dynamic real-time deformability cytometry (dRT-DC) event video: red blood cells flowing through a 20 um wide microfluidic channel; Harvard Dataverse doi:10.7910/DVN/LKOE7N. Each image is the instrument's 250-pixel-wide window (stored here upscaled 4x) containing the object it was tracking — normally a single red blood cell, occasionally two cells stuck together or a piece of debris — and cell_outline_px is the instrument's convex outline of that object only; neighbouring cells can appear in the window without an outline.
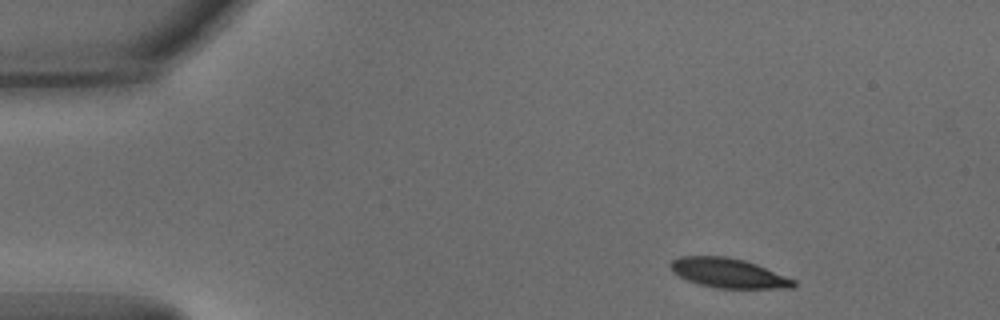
{"species": "common noctule bat (a hibernating species)", "species_latin": "Nyctalus noctula", "temperature_condition": "warm", "stored_images_in_passage": 42, "camera_frame_rate_fps": 3000, "um_per_image_px": 0.085, "animal": {"sex": "male", "body_mass_g": 15.6}, "frame": {"image": 1, "passage_image": 1, "time_ms": 0.0, "image_size_px": [1000, 320], "cell_outline_px": [[796, 284], [792, 288], [716, 288], [700, 284], [688, 280], [672, 272], [668, 264], [672, 260], [680, 256], [728, 256], [744, 260], [756, 264], [796, 280]], "centroid_in_image_um": [61.9, 23.2], "position_along_channel_um": 23.1, "area_um2": 21.15}}
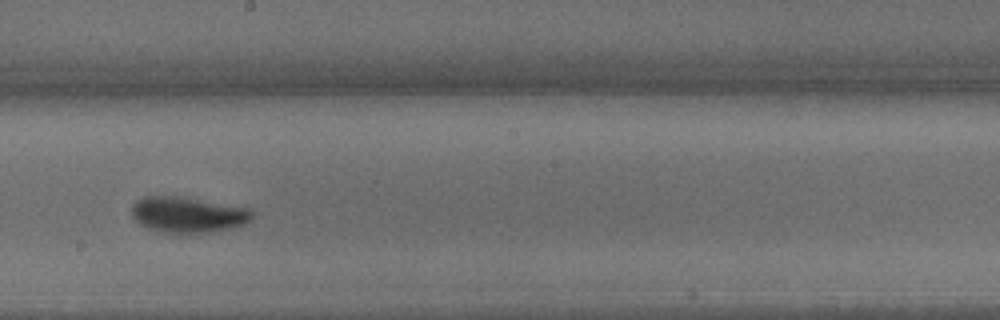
{"frame": {"image": 2, "passage_image": 24, "time_ms": 7.667, "image_size_px": [1000, 320], "cell_outline_px": [[252, 220], [244, 224], [212, 232], [168, 232], [148, 228], [140, 224], [132, 216], [132, 204], [136, 200], [144, 196], [176, 196], [252, 208]], "centroid_in_image_um": [15.97, 18.23], "position_along_channel_um": 232.2, "area_um2": 24.8}}
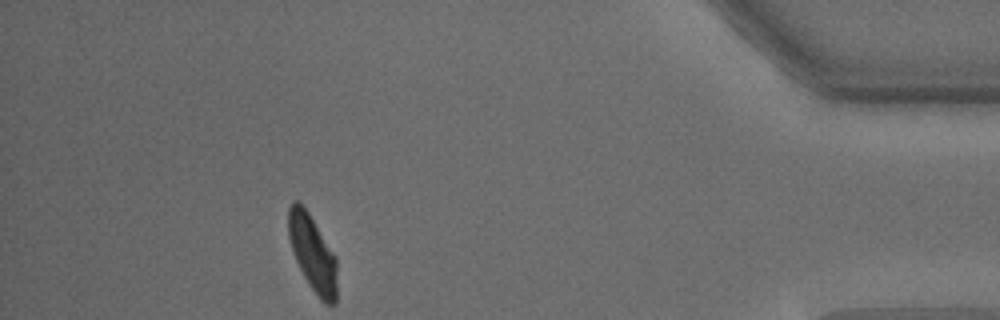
{"frame": {"image": 3, "passage_image": 42, "time_ms": 13.667, "image_size_px": [1000, 320], "cell_outline_px": [[336, 304], [324, 304], [320, 300], [304, 276], [292, 252], [288, 236], [288, 208], [292, 200], [296, 200], [308, 212], [336, 256]], "centroid_in_image_um": [26.56, 21.53], "position_along_channel_um": 408.6, "area_um2": 21.44}, "authors_computed_cell_mechanics": {"area_um2": 23.2067, "velocity_mm_per_s": 3.7952, "shape_relaxation_time_tau1_ms": 3.0663, "shape_relaxation_time_tau2_ms": 1.9651, "deformation_change_tau1": 0.1564, "deformation_change_tau2": 0.0722}}